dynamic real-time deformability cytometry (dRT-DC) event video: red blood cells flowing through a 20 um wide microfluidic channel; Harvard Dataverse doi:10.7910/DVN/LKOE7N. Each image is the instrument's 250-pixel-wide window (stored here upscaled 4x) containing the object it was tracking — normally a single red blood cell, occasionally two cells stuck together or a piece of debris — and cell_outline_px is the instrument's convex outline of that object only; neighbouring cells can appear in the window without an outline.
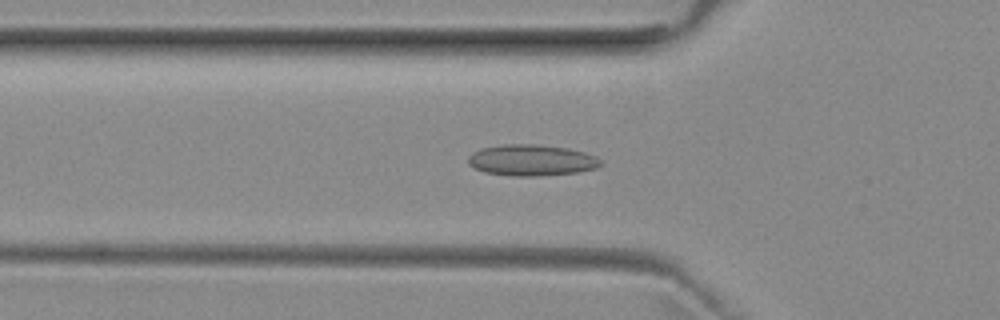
{"species": "common noctule bat (a hibernating species)", "species_latin": "Nyctalus noctula", "temperature_condition": "room temperature", "stored_images_in_passage": 49, "camera_frame_rate_fps": 3000, "um_per_image_px": 0.085, "animal": {"sex": "female", "body_mass_g": 29.2, "forearm_length_mm": 56.3}, "frame": {"image": 1, "passage_image": 15, "time_ms": 4.667, "image_size_px": [1000, 320], "cell_outline_px": [[604, 164], [596, 168], [580, 172], [540, 176], [508, 176], [484, 172], [468, 164], [468, 156], [484, 148], [504, 144], [540, 144], [568, 148], [584, 152], [596, 156]], "centroid_in_image_um": [45.23, 13.62], "position_along_channel_um": 80.6, "area_um2": 24.22}}
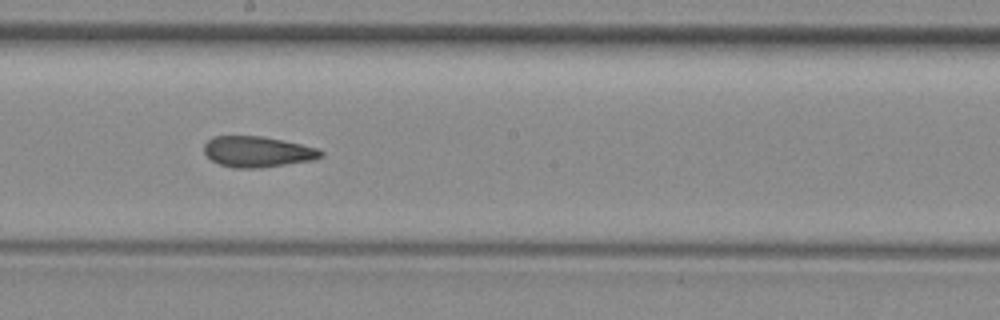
{"frame": {"image": 2, "passage_image": 26, "time_ms": 8.333, "image_size_px": [1000, 320], "cell_outline_px": [[324, 156], [312, 160], [260, 168], [232, 168], [220, 164], [212, 160], [204, 152], [204, 144], [212, 136], [260, 136], [300, 144], [316, 148], [324, 152]], "centroid_in_image_um": [21.87, 12.9], "position_along_channel_um": 226.3, "area_um2": 20.81}}
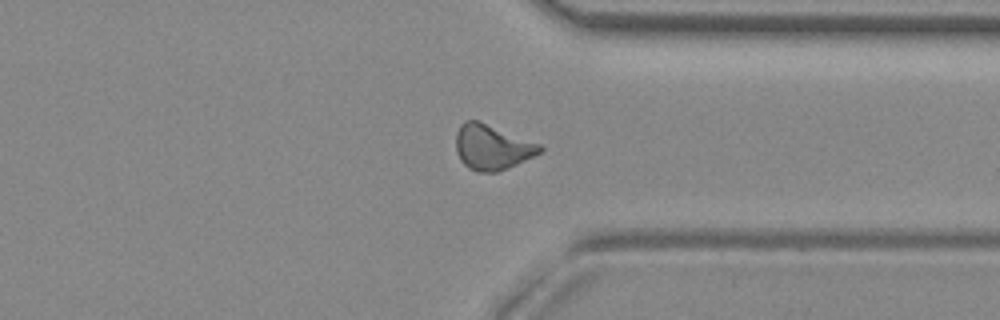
{"frame": {"image": 3, "passage_image": 37, "time_ms": 12.0, "image_size_px": [1000, 320], "cell_outline_px": [[544, 148], [540, 152], [516, 164], [496, 172], [476, 172], [468, 168], [460, 160], [456, 152], [456, 132], [460, 124], [464, 120], [476, 120], [540, 144]], "centroid_in_image_um": [41.77, 12.51], "position_along_channel_um": 369.6, "area_um2": 21.79}, "authors_computed_cell_mechanics": {"area_um2": 21.386, "velocity_mm_per_s": 3.9618, "shape_relaxation_time_tau1_ms": null, "shape_relaxation_time_tau2_ms": 3.1013, "deformation_change_tau1": null, "deformation_change_tau2": 0.096}}